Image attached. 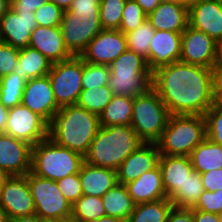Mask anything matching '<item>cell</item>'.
<instances>
[{
  "label": "cell",
  "instance_id": "1",
  "mask_svg": "<svg viewBox=\"0 0 222 222\" xmlns=\"http://www.w3.org/2000/svg\"><path fill=\"white\" fill-rule=\"evenodd\" d=\"M152 88L171 115H204L214 104L211 69L181 61L152 72Z\"/></svg>",
  "mask_w": 222,
  "mask_h": 222
},
{
  "label": "cell",
  "instance_id": "2",
  "mask_svg": "<svg viewBox=\"0 0 222 222\" xmlns=\"http://www.w3.org/2000/svg\"><path fill=\"white\" fill-rule=\"evenodd\" d=\"M99 128V115L72 104L61 107L52 116L47 137L84 157Z\"/></svg>",
  "mask_w": 222,
  "mask_h": 222
},
{
  "label": "cell",
  "instance_id": "3",
  "mask_svg": "<svg viewBox=\"0 0 222 222\" xmlns=\"http://www.w3.org/2000/svg\"><path fill=\"white\" fill-rule=\"evenodd\" d=\"M144 143L131 125L100 126L84 161L93 166L117 170L122 162Z\"/></svg>",
  "mask_w": 222,
  "mask_h": 222
},
{
  "label": "cell",
  "instance_id": "4",
  "mask_svg": "<svg viewBox=\"0 0 222 222\" xmlns=\"http://www.w3.org/2000/svg\"><path fill=\"white\" fill-rule=\"evenodd\" d=\"M84 157L48 137L32 146L31 172L39 177L58 181L79 173Z\"/></svg>",
  "mask_w": 222,
  "mask_h": 222
},
{
  "label": "cell",
  "instance_id": "5",
  "mask_svg": "<svg viewBox=\"0 0 222 222\" xmlns=\"http://www.w3.org/2000/svg\"><path fill=\"white\" fill-rule=\"evenodd\" d=\"M205 138L203 115H171L156 144L160 155L190 156Z\"/></svg>",
  "mask_w": 222,
  "mask_h": 222
},
{
  "label": "cell",
  "instance_id": "6",
  "mask_svg": "<svg viewBox=\"0 0 222 222\" xmlns=\"http://www.w3.org/2000/svg\"><path fill=\"white\" fill-rule=\"evenodd\" d=\"M170 116L153 88L134 97L131 127L145 143H156L161 138Z\"/></svg>",
  "mask_w": 222,
  "mask_h": 222
},
{
  "label": "cell",
  "instance_id": "7",
  "mask_svg": "<svg viewBox=\"0 0 222 222\" xmlns=\"http://www.w3.org/2000/svg\"><path fill=\"white\" fill-rule=\"evenodd\" d=\"M84 60L80 56L52 63L48 73L59 108L76 104L82 92Z\"/></svg>",
  "mask_w": 222,
  "mask_h": 222
},
{
  "label": "cell",
  "instance_id": "8",
  "mask_svg": "<svg viewBox=\"0 0 222 222\" xmlns=\"http://www.w3.org/2000/svg\"><path fill=\"white\" fill-rule=\"evenodd\" d=\"M31 195L35 204V214L43 220H58L72 215V204L60 191L56 181L33 174H27Z\"/></svg>",
  "mask_w": 222,
  "mask_h": 222
},
{
  "label": "cell",
  "instance_id": "9",
  "mask_svg": "<svg viewBox=\"0 0 222 222\" xmlns=\"http://www.w3.org/2000/svg\"><path fill=\"white\" fill-rule=\"evenodd\" d=\"M4 133L34 146L47 138L48 122L21 104L9 108Z\"/></svg>",
  "mask_w": 222,
  "mask_h": 222
},
{
  "label": "cell",
  "instance_id": "10",
  "mask_svg": "<svg viewBox=\"0 0 222 222\" xmlns=\"http://www.w3.org/2000/svg\"><path fill=\"white\" fill-rule=\"evenodd\" d=\"M0 203L9 219L35 214L27 175L8 176L0 189Z\"/></svg>",
  "mask_w": 222,
  "mask_h": 222
},
{
  "label": "cell",
  "instance_id": "11",
  "mask_svg": "<svg viewBox=\"0 0 222 222\" xmlns=\"http://www.w3.org/2000/svg\"><path fill=\"white\" fill-rule=\"evenodd\" d=\"M126 50V38L120 30L103 29L80 57L86 62L109 66Z\"/></svg>",
  "mask_w": 222,
  "mask_h": 222
},
{
  "label": "cell",
  "instance_id": "12",
  "mask_svg": "<svg viewBox=\"0 0 222 222\" xmlns=\"http://www.w3.org/2000/svg\"><path fill=\"white\" fill-rule=\"evenodd\" d=\"M60 29L65 46L72 56H80L103 30L101 22H81L70 11L63 12Z\"/></svg>",
  "mask_w": 222,
  "mask_h": 222
},
{
  "label": "cell",
  "instance_id": "13",
  "mask_svg": "<svg viewBox=\"0 0 222 222\" xmlns=\"http://www.w3.org/2000/svg\"><path fill=\"white\" fill-rule=\"evenodd\" d=\"M216 42L202 31L189 25L182 33L180 61L213 68Z\"/></svg>",
  "mask_w": 222,
  "mask_h": 222
},
{
  "label": "cell",
  "instance_id": "14",
  "mask_svg": "<svg viewBox=\"0 0 222 222\" xmlns=\"http://www.w3.org/2000/svg\"><path fill=\"white\" fill-rule=\"evenodd\" d=\"M32 145L0 133V168L8 175H27L31 171Z\"/></svg>",
  "mask_w": 222,
  "mask_h": 222
},
{
  "label": "cell",
  "instance_id": "15",
  "mask_svg": "<svg viewBox=\"0 0 222 222\" xmlns=\"http://www.w3.org/2000/svg\"><path fill=\"white\" fill-rule=\"evenodd\" d=\"M21 104L39 114L47 122L60 109L54 97L49 76L33 78L26 82Z\"/></svg>",
  "mask_w": 222,
  "mask_h": 222
},
{
  "label": "cell",
  "instance_id": "16",
  "mask_svg": "<svg viewBox=\"0 0 222 222\" xmlns=\"http://www.w3.org/2000/svg\"><path fill=\"white\" fill-rule=\"evenodd\" d=\"M188 25L215 42L222 39V0H196L188 8Z\"/></svg>",
  "mask_w": 222,
  "mask_h": 222
},
{
  "label": "cell",
  "instance_id": "17",
  "mask_svg": "<svg viewBox=\"0 0 222 222\" xmlns=\"http://www.w3.org/2000/svg\"><path fill=\"white\" fill-rule=\"evenodd\" d=\"M38 24L34 13H17L10 8L0 20V41L22 49L29 45L31 32Z\"/></svg>",
  "mask_w": 222,
  "mask_h": 222
},
{
  "label": "cell",
  "instance_id": "18",
  "mask_svg": "<svg viewBox=\"0 0 222 222\" xmlns=\"http://www.w3.org/2000/svg\"><path fill=\"white\" fill-rule=\"evenodd\" d=\"M159 157L160 152L156 143L142 144L116 170L118 183L125 185L138 179L146 171L154 169L158 165Z\"/></svg>",
  "mask_w": 222,
  "mask_h": 222
},
{
  "label": "cell",
  "instance_id": "19",
  "mask_svg": "<svg viewBox=\"0 0 222 222\" xmlns=\"http://www.w3.org/2000/svg\"><path fill=\"white\" fill-rule=\"evenodd\" d=\"M182 33L155 30L150 43L148 68L154 72L160 67L180 61Z\"/></svg>",
  "mask_w": 222,
  "mask_h": 222
},
{
  "label": "cell",
  "instance_id": "20",
  "mask_svg": "<svg viewBox=\"0 0 222 222\" xmlns=\"http://www.w3.org/2000/svg\"><path fill=\"white\" fill-rule=\"evenodd\" d=\"M158 166L162 173V184L166 196L171 200L194 170L190 156L160 155Z\"/></svg>",
  "mask_w": 222,
  "mask_h": 222
},
{
  "label": "cell",
  "instance_id": "21",
  "mask_svg": "<svg viewBox=\"0 0 222 222\" xmlns=\"http://www.w3.org/2000/svg\"><path fill=\"white\" fill-rule=\"evenodd\" d=\"M28 46L37 49L51 63L65 61L72 57L65 46L59 26H37V28L31 32Z\"/></svg>",
  "mask_w": 222,
  "mask_h": 222
},
{
  "label": "cell",
  "instance_id": "22",
  "mask_svg": "<svg viewBox=\"0 0 222 222\" xmlns=\"http://www.w3.org/2000/svg\"><path fill=\"white\" fill-rule=\"evenodd\" d=\"M135 204L154 202L167 198L162 184V173L157 165L146 171L138 179L125 184Z\"/></svg>",
  "mask_w": 222,
  "mask_h": 222
},
{
  "label": "cell",
  "instance_id": "23",
  "mask_svg": "<svg viewBox=\"0 0 222 222\" xmlns=\"http://www.w3.org/2000/svg\"><path fill=\"white\" fill-rule=\"evenodd\" d=\"M79 179L83 195L102 197L117 183V171L111 168L93 166L83 162Z\"/></svg>",
  "mask_w": 222,
  "mask_h": 222
},
{
  "label": "cell",
  "instance_id": "24",
  "mask_svg": "<svg viewBox=\"0 0 222 222\" xmlns=\"http://www.w3.org/2000/svg\"><path fill=\"white\" fill-rule=\"evenodd\" d=\"M147 19L155 30L183 33L188 26V8L161 2Z\"/></svg>",
  "mask_w": 222,
  "mask_h": 222
},
{
  "label": "cell",
  "instance_id": "25",
  "mask_svg": "<svg viewBox=\"0 0 222 222\" xmlns=\"http://www.w3.org/2000/svg\"><path fill=\"white\" fill-rule=\"evenodd\" d=\"M52 63L37 49L30 46L20 49L17 67L13 72L25 80L48 75Z\"/></svg>",
  "mask_w": 222,
  "mask_h": 222
},
{
  "label": "cell",
  "instance_id": "26",
  "mask_svg": "<svg viewBox=\"0 0 222 222\" xmlns=\"http://www.w3.org/2000/svg\"><path fill=\"white\" fill-rule=\"evenodd\" d=\"M192 167L198 173L222 168V145L213 143L207 137L190 154Z\"/></svg>",
  "mask_w": 222,
  "mask_h": 222
},
{
  "label": "cell",
  "instance_id": "27",
  "mask_svg": "<svg viewBox=\"0 0 222 222\" xmlns=\"http://www.w3.org/2000/svg\"><path fill=\"white\" fill-rule=\"evenodd\" d=\"M134 97L113 95L99 115L100 126L131 125Z\"/></svg>",
  "mask_w": 222,
  "mask_h": 222
},
{
  "label": "cell",
  "instance_id": "28",
  "mask_svg": "<svg viewBox=\"0 0 222 222\" xmlns=\"http://www.w3.org/2000/svg\"><path fill=\"white\" fill-rule=\"evenodd\" d=\"M106 216L117 217L128 221L135 208V203L124 184L117 183L102 197Z\"/></svg>",
  "mask_w": 222,
  "mask_h": 222
},
{
  "label": "cell",
  "instance_id": "29",
  "mask_svg": "<svg viewBox=\"0 0 222 222\" xmlns=\"http://www.w3.org/2000/svg\"><path fill=\"white\" fill-rule=\"evenodd\" d=\"M109 88L113 95L135 97L152 88V75L110 74Z\"/></svg>",
  "mask_w": 222,
  "mask_h": 222
},
{
  "label": "cell",
  "instance_id": "30",
  "mask_svg": "<svg viewBox=\"0 0 222 222\" xmlns=\"http://www.w3.org/2000/svg\"><path fill=\"white\" fill-rule=\"evenodd\" d=\"M172 207L168 198L136 204L127 222H167Z\"/></svg>",
  "mask_w": 222,
  "mask_h": 222
},
{
  "label": "cell",
  "instance_id": "31",
  "mask_svg": "<svg viewBox=\"0 0 222 222\" xmlns=\"http://www.w3.org/2000/svg\"><path fill=\"white\" fill-rule=\"evenodd\" d=\"M110 74L152 75L146 59L128 49L110 65Z\"/></svg>",
  "mask_w": 222,
  "mask_h": 222
},
{
  "label": "cell",
  "instance_id": "32",
  "mask_svg": "<svg viewBox=\"0 0 222 222\" xmlns=\"http://www.w3.org/2000/svg\"><path fill=\"white\" fill-rule=\"evenodd\" d=\"M27 80L16 72L0 78V102L7 108L21 105L22 95Z\"/></svg>",
  "mask_w": 222,
  "mask_h": 222
},
{
  "label": "cell",
  "instance_id": "33",
  "mask_svg": "<svg viewBox=\"0 0 222 222\" xmlns=\"http://www.w3.org/2000/svg\"><path fill=\"white\" fill-rule=\"evenodd\" d=\"M204 192V187L201 181V175L193 170L187 178L184 187L170 200L173 206L178 208L193 209Z\"/></svg>",
  "mask_w": 222,
  "mask_h": 222
},
{
  "label": "cell",
  "instance_id": "34",
  "mask_svg": "<svg viewBox=\"0 0 222 222\" xmlns=\"http://www.w3.org/2000/svg\"><path fill=\"white\" fill-rule=\"evenodd\" d=\"M155 29L146 19L137 29L125 33L127 49L142 56L149 61L150 43L153 39Z\"/></svg>",
  "mask_w": 222,
  "mask_h": 222
},
{
  "label": "cell",
  "instance_id": "35",
  "mask_svg": "<svg viewBox=\"0 0 222 222\" xmlns=\"http://www.w3.org/2000/svg\"><path fill=\"white\" fill-rule=\"evenodd\" d=\"M72 215L82 222H91L106 216L102 198L82 195L72 204Z\"/></svg>",
  "mask_w": 222,
  "mask_h": 222
},
{
  "label": "cell",
  "instance_id": "36",
  "mask_svg": "<svg viewBox=\"0 0 222 222\" xmlns=\"http://www.w3.org/2000/svg\"><path fill=\"white\" fill-rule=\"evenodd\" d=\"M112 96L113 93L109 85L90 90H82L76 104L90 112L100 115L106 105L111 101Z\"/></svg>",
  "mask_w": 222,
  "mask_h": 222
},
{
  "label": "cell",
  "instance_id": "37",
  "mask_svg": "<svg viewBox=\"0 0 222 222\" xmlns=\"http://www.w3.org/2000/svg\"><path fill=\"white\" fill-rule=\"evenodd\" d=\"M127 0H100V21L103 29L119 30Z\"/></svg>",
  "mask_w": 222,
  "mask_h": 222
},
{
  "label": "cell",
  "instance_id": "38",
  "mask_svg": "<svg viewBox=\"0 0 222 222\" xmlns=\"http://www.w3.org/2000/svg\"><path fill=\"white\" fill-rule=\"evenodd\" d=\"M110 67L84 61L82 89H93L109 85Z\"/></svg>",
  "mask_w": 222,
  "mask_h": 222
},
{
  "label": "cell",
  "instance_id": "39",
  "mask_svg": "<svg viewBox=\"0 0 222 222\" xmlns=\"http://www.w3.org/2000/svg\"><path fill=\"white\" fill-rule=\"evenodd\" d=\"M147 19V15L135 0H127L122 13L119 30L125 34L137 29Z\"/></svg>",
  "mask_w": 222,
  "mask_h": 222
},
{
  "label": "cell",
  "instance_id": "40",
  "mask_svg": "<svg viewBox=\"0 0 222 222\" xmlns=\"http://www.w3.org/2000/svg\"><path fill=\"white\" fill-rule=\"evenodd\" d=\"M203 116L206 137L213 143L222 145V104L214 103Z\"/></svg>",
  "mask_w": 222,
  "mask_h": 222
},
{
  "label": "cell",
  "instance_id": "41",
  "mask_svg": "<svg viewBox=\"0 0 222 222\" xmlns=\"http://www.w3.org/2000/svg\"><path fill=\"white\" fill-rule=\"evenodd\" d=\"M68 11L81 22H101L100 0H74Z\"/></svg>",
  "mask_w": 222,
  "mask_h": 222
},
{
  "label": "cell",
  "instance_id": "42",
  "mask_svg": "<svg viewBox=\"0 0 222 222\" xmlns=\"http://www.w3.org/2000/svg\"><path fill=\"white\" fill-rule=\"evenodd\" d=\"M63 10L50 1L45 3L43 7L34 12V17L38 26L54 27L60 26L62 21Z\"/></svg>",
  "mask_w": 222,
  "mask_h": 222
},
{
  "label": "cell",
  "instance_id": "43",
  "mask_svg": "<svg viewBox=\"0 0 222 222\" xmlns=\"http://www.w3.org/2000/svg\"><path fill=\"white\" fill-rule=\"evenodd\" d=\"M19 53L20 49L0 41V78L14 71Z\"/></svg>",
  "mask_w": 222,
  "mask_h": 222
},
{
  "label": "cell",
  "instance_id": "44",
  "mask_svg": "<svg viewBox=\"0 0 222 222\" xmlns=\"http://www.w3.org/2000/svg\"><path fill=\"white\" fill-rule=\"evenodd\" d=\"M56 183L60 191L71 204H74L83 195L79 173L66 176L56 181Z\"/></svg>",
  "mask_w": 222,
  "mask_h": 222
},
{
  "label": "cell",
  "instance_id": "45",
  "mask_svg": "<svg viewBox=\"0 0 222 222\" xmlns=\"http://www.w3.org/2000/svg\"><path fill=\"white\" fill-rule=\"evenodd\" d=\"M193 210H200L214 214L222 212V189L214 192L204 190Z\"/></svg>",
  "mask_w": 222,
  "mask_h": 222
},
{
  "label": "cell",
  "instance_id": "46",
  "mask_svg": "<svg viewBox=\"0 0 222 222\" xmlns=\"http://www.w3.org/2000/svg\"><path fill=\"white\" fill-rule=\"evenodd\" d=\"M204 190L214 192L222 189V168L201 173Z\"/></svg>",
  "mask_w": 222,
  "mask_h": 222
},
{
  "label": "cell",
  "instance_id": "47",
  "mask_svg": "<svg viewBox=\"0 0 222 222\" xmlns=\"http://www.w3.org/2000/svg\"><path fill=\"white\" fill-rule=\"evenodd\" d=\"M47 2L49 0H11V8L17 13H34Z\"/></svg>",
  "mask_w": 222,
  "mask_h": 222
},
{
  "label": "cell",
  "instance_id": "48",
  "mask_svg": "<svg viewBox=\"0 0 222 222\" xmlns=\"http://www.w3.org/2000/svg\"><path fill=\"white\" fill-rule=\"evenodd\" d=\"M211 77L213 101L222 104V67L211 68Z\"/></svg>",
  "mask_w": 222,
  "mask_h": 222
},
{
  "label": "cell",
  "instance_id": "49",
  "mask_svg": "<svg viewBox=\"0 0 222 222\" xmlns=\"http://www.w3.org/2000/svg\"><path fill=\"white\" fill-rule=\"evenodd\" d=\"M167 222H194L193 209L173 206L168 215Z\"/></svg>",
  "mask_w": 222,
  "mask_h": 222
},
{
  "label": "cell",
  "instance_id": "50",
  "mask_svg": "<svg viewBox=\"0 0 222 222\" xmlns=\"http://www.w3.org/2000/svg\"><path fill=\"white\" fill-rule=\"evenodd\" d=\"M194 222H219L218 214L193 210Z\"/></svg>",
  "mask_w": 222,
  "mask_h": 222
},
{
  "label": "cell",
  "instance_id": "51",
  "mask_svg": "<svg viewBox=\"0 0 222 222\" xmlns=\"http://www.w3.org/2000/svg\"><path fill=\"white\" fill-rule=\"evenodd\" d=\"M135 1L142 8V10L147 16L150 13H152L161 3L160 0H135Z\"/></svg>",
  "mask_w": 222,
  "mask_h": 222
},
{
  "label": "cell",
  "instance_id": "52",
  "mask_svg": "<svg viewBox=\"0 0 222 222\" xmlns=\"http://www.w3.org/2000/svg\"><path fill=\"white\" fill-rule=\"evenodd\" d=\"M9 108L3 106L0 102V133H4L6 124H7V116H8Z\"/></svg>",
  "mask_w": 222,
  "mask_h": 222
},
{
  "label": "cell",
  "instance_id": "53",
  "mask_svg": "<svg viewBox=\"0 0 222 222\" xmlns=\"http://www.w3.org/2000/svg\"><path fill=\"white\" fill-rule=\"evenodd\" d=\"M213 67H222V39L216 41L215 60Z\"/></svg>",
  "mask_w": 222,
  "mask_h": 222
},
{
  "label": "cell",
  "instance_id": "54",
  "mask_svg": "<svg viewBox=\"0 0 222 222\" xmlns=\"http://www.w3.org/2000/svg\"><path fill=\"white\" fill-rule=\"evenodd\" d=\"M10 222H43V219L37 214H32L23 217L12 218L10 219Z\"/></svg>",
  "mask_w": 222,
  "mask_h": 222
},
{
  "label": "cell",
  "instance_id": "55",
  "mask_svg": "<svg viewBox=\"0 0 222 222\" xmlns=\"http://www.w3.org/2000/svg\"><path fill=\"white\" fill-rule=\"evenodd\" d=\"M51 3L60 7L63 11L68 10L74 0H49Z\"/></svg>",
  "mask_w": 222,
  "mask_h": 222
},
{
  "label": "cell",
  "instance_id": "56",
  "mask_svg": "<svg viewBox=\"0 0 222 222\" xmlns=\"http://www.w3.org/2000/svg\"><path fill=\"white\" fill-rule=\"evenodd\" d=\"M196 0H160L162 3L179 4L189 8Z\"/></svg>",
  "mask_w": 222,
  "mask_h": 222
},
{
  "label": "cell",
  "instance_id": "57",
  "mask_svg": "<svg viewBox=\"0 0 222 222\" xmlns=\"http://www.w3.org/2000/svg\"><path fill=\"white\" fill-rule=\"evenodd\" d=\"M11 8V0H0V20Z\"/></svg>",
  "mask_w": 222,
  "mask_h": 222
},
{
  "label": "cell",
  "instance_id": "58",
  "mask_svg": "<svg viewBox=\"0 0 222 222\" xmlns=\"http://www.w3.org/2000/svg\"><path fill=\"white\" fill-rule=\"evenodd\" d=\"M91 222H127V221L117 218V217L104 216V217H101V218H99L95 221H91Z\"/></svg>",
  "mask_w": 222,
  "mask_h": 222
},
{
  "label": "cell",
  "instance_id": "59",
  "mask_svg": "<svg viewBox=\"0 0 222 222\" xmlns=\"http://www.w3.org/2000/svg\"><path fill=\"white\" fill-rule=\"evenodd\" d=\"M0 222H10V219L7 215L6 210L3 208V206L0 203Z\"/></svg>",
  "mask_w": 222,
  "mask_h": 222
},
{
  "label": "cell",
  "instance_id": "60",
  "mask_svg": "<svg viewBox=\"0 0 222 222\" xmlns=\"http://www.w3.org/2000/svg\"><path fill=\"white\" fill-rule=\"evenodd\" d=\"M58 222H82L81 220L77 219L73 215L63 217L61 219H58Z\"/></svg>",
  "mask_w": 222,
  "mask_h": 222
},
{
  "label": "cell",
  "instance_id": "61",
  "mask_svg": "<svg viewBox=\"0 0 222 222\" xmlns=\"http://www.w3.org/2000/svg\"><path fill=\"white\" fill-rule=\"evenodd\" d=\"M7 177L8 175L0 168V189L2 188L3 183Z\"/></svg>",
  "mask_w": 222,
  "mask_h": 222
},
{
  "label": "cell",
  "instance_id": "62",
  "mask_svg": "<svg viewBox=\"0 0 222 222\" xmlns=\"http://www.w3.org/2000/svg\"><path fill=\"white\" fill-rule=\"evenodd\" d=\"M43 222H58V220L47 219V220H43Z\"/></svg>",
  "mask_w": 222,
  "mask_h": 222
},
{
  "label": "cell",
  "instance_id": "63",
  "mask_svg": "<svg viewBox=\"0 0 222 222\" xmlns=\"http://www.w3.org/2000/svg\"><path fill=\"white\" fill-rule=\"evenodd\" d=\"M219 222H222V212L218 213Z\"/></svg>",
  "mask_w": 222,
  "mask_h": 222
}]
</instances>
